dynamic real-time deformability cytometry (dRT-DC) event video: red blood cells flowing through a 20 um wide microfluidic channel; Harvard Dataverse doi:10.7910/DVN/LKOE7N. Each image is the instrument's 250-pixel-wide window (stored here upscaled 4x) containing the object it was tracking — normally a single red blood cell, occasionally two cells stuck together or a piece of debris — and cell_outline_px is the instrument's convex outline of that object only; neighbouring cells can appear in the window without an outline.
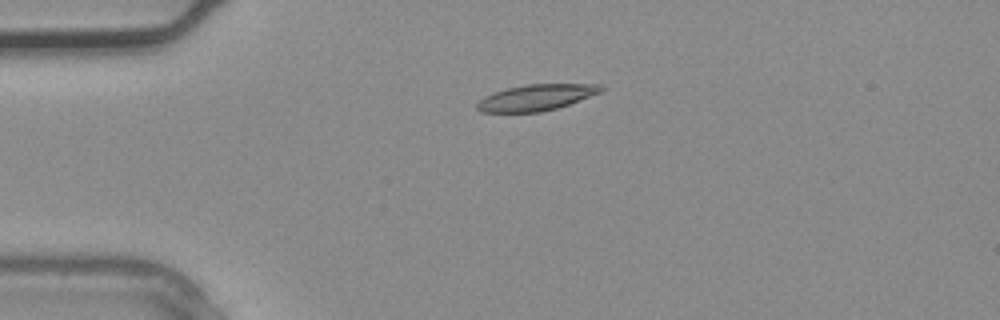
{"species": "common noctule bat (a hibernating species)", "species_latin": "Nyctalus noctula", "temperature_condition": "warm", "stored_images_in_passage": 3, "camera_frame_rate_fps": 3000, "um_per_image_px": 0.085, "animal": {"sex": "male", "body_mass_g": 20.4}, "frame": {"image": 1, "passage_image": 2, "time_ms": 0.333, "image_size_px": [1000, 320], "cell_outline_px": [[604, 88], [600, 92], [568, 104], [556, 108], [540, 112], [480, 112], [476, 108], [476, 104], [484, 96], [508, 88], [524, 84], [600, 84]], "centroid_in_image_um": [45.54, 8.28], "position_along_channel_um": 39.5, "area_um2": 18.61}}
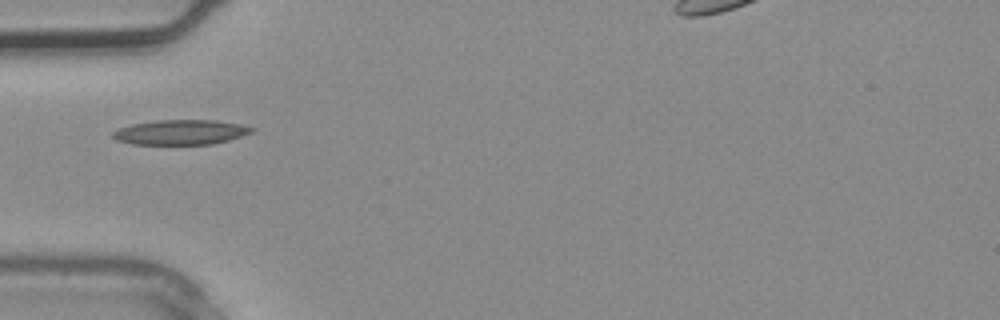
{"frame": {"image": 2, "passage_image": 3, "time_ms": 0.667, "image_size_px": [1000, 320], "cell_outline_px": [[256, 128], [252, 132], [228, 140], [212, 144], [132, 144], [116, 140], [112, 136], [112, 132], [120, 128], [132, 124], [156, 120], [216, 120], [240, 124]], "centroid_in_image_um": [15.35, 11.23], "position_along_channel_um": 69.6, "area_um2": 20.06}}